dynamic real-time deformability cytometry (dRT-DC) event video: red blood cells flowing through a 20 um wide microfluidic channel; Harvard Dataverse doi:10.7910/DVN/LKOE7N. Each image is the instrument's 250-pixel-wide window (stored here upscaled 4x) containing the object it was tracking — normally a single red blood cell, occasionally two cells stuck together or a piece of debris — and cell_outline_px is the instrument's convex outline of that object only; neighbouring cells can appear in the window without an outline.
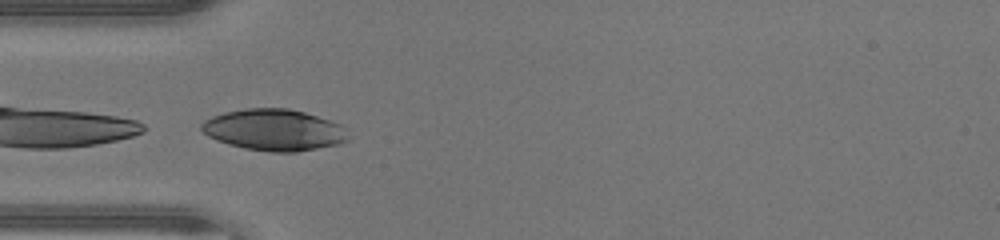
{"species": "human", "species_latin": "Homo sapiens", "temperature_condition": "warm", "stored_images_in_passage": 29, "camera_frame_rate_fps": 3000, "um_per_image_px": 0.085, "donor": {"sex": "male"}, "frame": {"image": 1, "passage_image": 1, "time_ms": 0.0, "image_size_px": [1000, 240], "cell_outline_px": [[348, 140], [340, 144], [296, 152], [272, 152], [244, 148], [228, 144], [216, 140], [208, 136], [200, 128], [200, 124], [204, 120], [212, 116], [224, 112], [244, 108], [288, 108], [304, 112], [340, 124], [348, 136]], "centroid_in_image_um": [23.26, 11.04], "position_along_channel_um": 61.7, "area_um2": 35.37}}
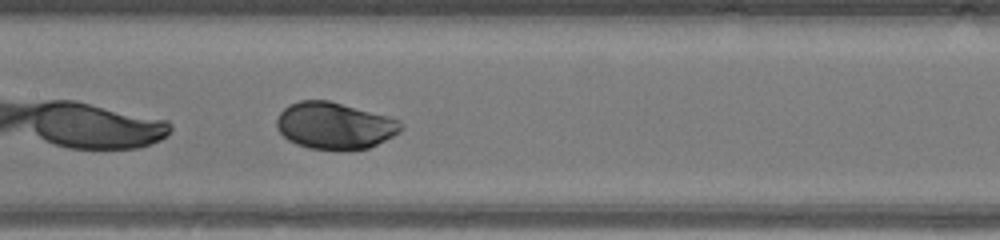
{"frame": {"image": 2, "passage_image": 9, "time_ms": 2.667, "image_size_px": [1000, 240], "cell_outline_px": [[404, 128], [400, 132], [368, 148], [308, 148], [296, 144], [288, 140], [276, 128], [276, 120], [280, 112], [288, 104], [300, 100], [328, 100], [388, 116], [400, 120], [404, 124]], "centroid_in_image_um": [28.43, 10.65], "position_along_channel_um": 179.0, "area_um2": 33.52}}
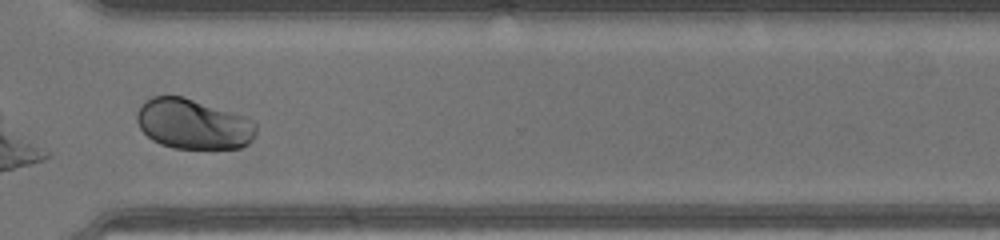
{"frame": {"image": 3, "passage_image": 21, "time_ms": 6.667, "image_size_px": [1000, 240], "cell_outline_px": [[256, 132], [252, 140], [248, 144], [240, 148], [176, 148], [160, 144], [152, 140], [140, 128], [136, 120], [136, 112], [152, 96], [184, 96], [244, 116], [252, 120], [256, 124]], "centroid_in_image_um": [16.43, 10.55], "position_along_channel_um": 354.2, "area_um2": 34.68}, "authors_computed_cell_mechanics": {"area_um2": 34.2754, "velocity_mm_per_s": 4.392, "shape_relaxation_time_tau1_ms": 2.4674, "shape_relaxation_time_tau2_ms": null, "deformation_change_tau1": 0.1409, "deformation_change_tau2": null}}